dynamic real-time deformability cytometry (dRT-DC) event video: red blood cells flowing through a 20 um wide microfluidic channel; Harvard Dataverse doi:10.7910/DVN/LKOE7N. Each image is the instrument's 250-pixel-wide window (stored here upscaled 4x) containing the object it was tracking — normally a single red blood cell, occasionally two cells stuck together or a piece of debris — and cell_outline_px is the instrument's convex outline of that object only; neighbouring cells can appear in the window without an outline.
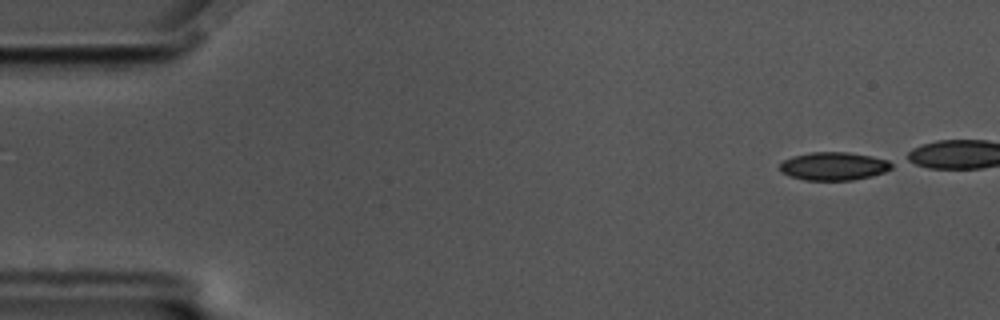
{"species": "common noctule bat (a hibernating species)", "species_latin": "Nyctalus noctula", "temperature_condition": "cold", "stored_images_in_passage": 43, "camera_frame_rate_fps": 3000, "um_per_image_px": 0.085, "animal": {"sex": "male", "body_mass_g": 17.5, "forearm_length_mm": 52.3}, "frame": {"image": 1, "passage_image": 1, "time_ms": 0.0, "image_size_px": [1000, 320], "cell_outline_px": [[892, 168], [884, 172], [872, 176], [852, 180], [804, 180], [788, 176], [780, 172], [780, 164], [784, 160], [792, 156], [812, 152], [848, 152], [872, 156], [888, 160], [892, 164]], "centroid_in_image_um": [70.85, 14.13], "position_along_channel_um": 14.2, "area_um2": 18.44}}
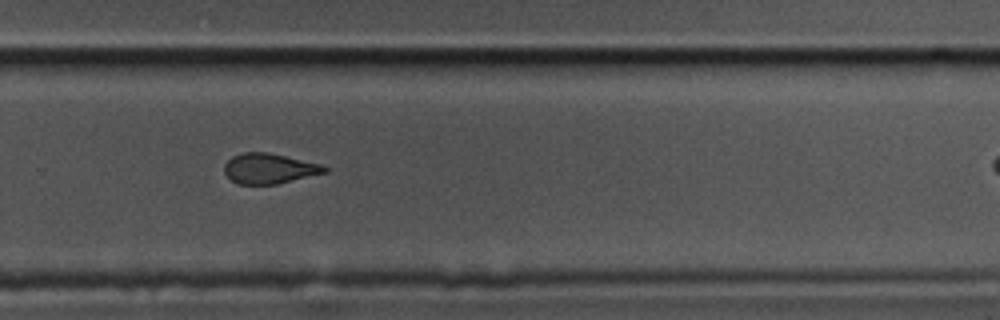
{"frame": {"image": 2, "passage_image": 35, "time_ms": 11.333, "image_size_px": [1000, 320], "cell_outline_px": [[328, 172], [276, 184], [236, 184], [224, 172], [224, 164], [232, 156], [244, 152], [268, 152], [320, 164], [328, 168]], "centroid_in_image_um": [22.87, 14.32], "position_along_channel_um": 306.9, "area_um2": 17.57}}
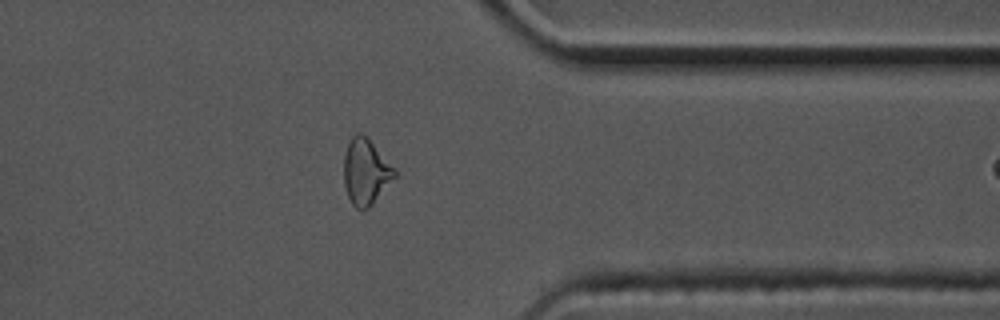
{"frame": {"image": 3, "passage_image": 42, "time_ms": 13.667, "image_size_px": [1000, 320], "cell_outline_px": [[396, 176], [372, 204], [368, 208], [356, 208], [352, 204], [348, 196], [344, 184], [344, 152], [352, 136], [356, 132], [360, 132], [396, 168]], "centroid_in_image_um": [31.08, 14.6], "position_along_channel_um": 380.3, "area_um2": 19.13}}